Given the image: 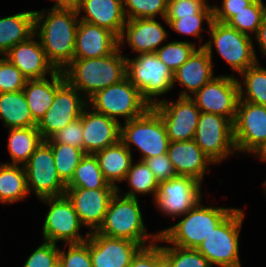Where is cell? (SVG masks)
I'll use <instances>...</instances> for the list:
<instances>
[{
    "label": "cell",
    "mask_w": 266,
    "mask_h": 267,
    "mask_svg": "<svg viewBox=\"0 0 266 267\" xmlns=\"http://www.w3.org/2000/svg\"><path fill=\"white\" fill-rule=\"evenodd\" d=\"M78 13L70 9L43 8L35 11V31L47 60L63 70L73 59Z\"/></svg>",
    "instance_id": "6da1fadb"
},
{
    "label": "cell",
    "mask_w": 266,
    "mask_h": 267,
    "mask_svg": "<svg viewBox=\"0 0 266 267\" xmlns=\"http://www.w3.org/2000/svg\"><path fill=\"white\" fill-rule=\"evenodd\" d=\"M127 57L119 47L100 58L73 59L62 71L65 80L87 100L127 77Z\"/></svg>",
    "instance_id": "7a4b0ae2"
},
{
    "label": "cell",
    "mask_w": 266,
    "mask_h": 267,
    "mask_svg": "<svg viewBox=\"0 0 266 267\" xmlns=\"http://www.w3.org/2000/svg\"><path fill=\"white\" fill-rule=\"evenodd\" d=\"M139 202L138 198L122 196L116 192L96 233L111 238L129 239L142 247L156 243L159 233L148 232Z\"/></svg>",
    "instance_id": "3957f363"
},
{
    "label": "cell",
    "mask_w": 266,
    "mask_h": 267,
    "mask_svg": "<svg viewBox=\"0 0 266 267\" xmlns=\"http://www.w3.org/2000/svg\"><path fill=\"white\" fill-rule=\"evenodd\" d=\"M202 198L192 209L178 217L177 223L158 233L171 245L182 248L197 247L236 207L205 206Z\"/></svg>",
    "instance_id": "277c9868"
},
{
    "label": "cell",
    "mask_w": 266,
    "mask_h": 267,
    "mask_svg": "<svg viewBox=\"0 0 266 267\" xmlns=\"http://www.w3.org/2000/svg\"><path fill=\"white\" fill-rule=\"evenodd\" d=\"M208 34L210 38L204 42L203 48L212 61L215 48V53L230 66L233 71L232 76L260 62L253 37L215 20L212 21Z\"/></svg>",
    "instance_id": "5b68a950"
},
{
    "label": "cell",
    "mask_w": 266,
    "mask_h": 267,
    "mask_svg": "<svg viewBox=\"0 0 266 267\" xmlns=\"http://www.w3.org/2000/svg\"><path fill=\"white\" fill-rule=\"evenodd\" d=\"M120 141L140 155L138 160L167 153L169 138L160 114L150 107L143 115L120 124Z\"/></svg>",
    "instance_id": "8992f818"
},
{
    "label": "cell",
    "mask_w": 266,
    "mask_h": 267,
    "mask_svg": "<svg viewBox=\"0 0 266 267\" xmlns=\"http://www.w3.org/2000/svg\"><path fill=\"white\" fill-rule=\"evenodd\" d=\"M127 57V78L141 92L143 99L151 106L162 102V96L173 89V72L156 53H141ZM161 97V98H160Z\"/></svg>",
    "instance_id": "52a82bcc"
},
{
    "label": "cell",
    "mask_w": 266,
    "mask_h": 267,
    "mask_svg": "<svg viewBox=\"0 0 266 267\" xmlns=\"http://www.w3.org/2000/svg\"><path fill=\"white\" fill-rule=\"evenodd\" d=\"M245 216L236 207L197 247L212 267H242L239 237Z\"/></svg>",
    "instance_id": "ba28073f"
},
{
    "label": "cell",
    "mask_w": 266,
    "mask_h": 267,
    "mask_svg": "<svg viewBox=\"0 0 266 267\" xmlns=\"http://www.w3.org/2000/svg\"><path fill=\"white\" fill-rule=\"evenodd\" d=\"M87 102L94 111L104 114L120 124L122 123L121 118L127 122L143 115L151 107L127 77L97 91Z\"/></svg>",
    "instance_id": "9c48e42d"
},
{
    "label": "cell",
    "mask_w": 266,
    "mask_h": 267,
    "mask_svg": "<svg viewBox=\"0 0 266 267\" xmlns=\"http://www.w3.org/2000/svg\"><path fill=\"white\" fill-rule=\"evenodd\" d=\"M87 105V99L65 80L63 71L57 70L53 104L36 126L42 139H49L57 131L79 119Z\"/></svg>",
    "instance_id": "30bf717a"
},
{
    "label": "cell",
    "mask_w": 266,
    "mask_h": 267,
    "mask_svg": "<svg viewBox=\"0 0 266 267\" xmlns=\"http://www.w3.org/2000/svg\"><path fill=\"white\" fill-rule=\"evenodd\" d=\"M48 206V211L42 226V240L61 243H81L88 239L90 233L85 236L80 233L84 227L77 215L72 202L66 195L60 197H45L39 199Z\"/></svg>",
    "instance_id": "8fae6325"
},
{
    "label": "cell",
    "mask_w": 266,
    "mask_h": 267,
    "mask_svg": "<svg viewBox=\"0 0 266 267\" xmlns=\"http://www.w3.org/2000/svg\"><path fill=\"white\" fill-rule=\"evenodd\" d=\"M194 141L215 165L234 155L238 156L233 139V123L224 116L201 112Z\"/></svg>",
    "instance_id": "7c38bea8"
},
{
    "label": "cell",
    "mask_w": 266,
    "mask_h": 267,
    "mask_svg": "<svg viewBox=\"0 0 266 267\" xmlns=\"http://www.w3.org/2000/svg\"><path fill=\"white\" fill-rule=\"evenodd\" d=\"M28 192L36 198L60 197L66 193V184L58 176L51 146L43 140L24 164Z\"/></svg>",
    "instance_id": "4fadbf2b"
},
{
    "label": "cell",
    "mask_w": 266,
    "mask_h": 267,
    "mask_svg": "<svg viewBox=\"0 0 266 267\" xmlns=\"http://www.w3.org/2000/svg\"><path fill=\"white\" fill-rule=\"evenodd\" d=\"M203 193L202 183L188 176H176L159 182L154 208L176 220L204 198Z\"/></svg>",
    "instance_id": "5bb4252c"
},
{
    "label": "cell",
    "mask_w": 266,
    "mask_h": 267,
    "mask_svg": "<svg viewBox=\"0 0 266 267\" xmlns=\"http://www.w3.org/2000/svg\"><path fill=\"white\" fill-rule=\"evenodd\" d=\"M233 139L237 154L253 156L266 143V106L239 100Z\"/></svg>",
    "instance_id": "9a60e30c"
},
{
    "label": "cell",
    "mask_w": 266,
    "mask_h": 267,
    "mask_svg": "<svg viewBox=\"0 0 266 267\" xmlns=\"http://www.w3.org/2000/svg\"><path fill=\"white\" fill-rule=\"evenodd\" d=\"M190 98L201 112L218 114L234 123L240 100L237 77L217 75Z\"/></svg>",
    "instance_id": "2e32d148"
},
{
    "label": "cell",
    "mask_w": 266,
    "mask_h": 267,
    "mask_svg": "<svg viewBox=\"0 0 266 267\" xmlns=\"http://www.w3.org/2000/svg\"><path fill=\"white\" fill-rule=\"evenodd\" d=\"M153 108L163 119L170 142L194 140L201 111L190 97L165 98Z\"/></svg>",
    "instance_id": "e0dca14e"
},
{
    "label": "cell",
    "mask_w": 266,
    "mask_h": 267,
    "mask_svg": "<svg viewBox=\"0 0 266 267\" xmlns=\"http://www.w3.org/2000/svg\"><path fill=\"white\" fill-rule=\"evenodd\" d=\"M116 192L117 188H67L65 195L72 202L84 228L92 233L101 226L111 198Z\"/></svg>",
    "instance_id": "ac0fdd59"
},
{
    "label": "cell",
    "mask_w": 266,
    "mask_h": 267,
    "mask_svg": "<svg viewBox=\"0 0 266 267\" xmlns=\"http://www.w3.org/2000/svg\"><path fill=\"white\" fill-rule=\"evenodd\" d=\"M156 18L130 19L119 36V48L126 44L135 53H155L168 40V31Z\"/></svg>",
    "instance_id": "d6986e66"
},
{
    "label": "cell",
    "mask_w": 266,
    "mask_h": 267,
    "mask_svg": "<svg viewBox=\"0 0 266 267\" xmlns=\"http://www.w3.org/2000/svg\"><path fill=\"white\" fill-rule=\"evenodd\" d=\"M142 246L132 240L92 232L89 249L93 267H128Z\"/></svg>",
    "instance_id": "ffe728a7"
},
{
    "label": "cell",
    "mask_w": 266,
    "mask_h": 267,
    "mask_svg": "<svg viewBox=\"0 0 266 267\" xmlns=\"http://www.w3.org/2000/svg\"><path fill=\"white\" fill-rule=\"evenodd\" d=\"M28 79H44L57 70L47 60L39 38L34 34L28 40L13 46L5 55Z\"/></svg>",
    "instance_id": "44dd1931"
},
{
    "label": "cell",
    "mask_w": 266,
    "mask_h": 267,
    "mask_svg": "<svg viewBox=\"0 0 266 267\" xmlns=\"http://www.w3.org/2000/svg\"><path fill=\"white\" fill-rule=\"evenodd\" d=\"M83 151L94 154L120 140V123L94 111L88 105L82 111Z\"/></svg>",
    "instance_id": "7402d4cb"
},
{
    "label": "cell",
    "mask_w": 266,
    "mask_h": 267,
    "mask_svg": "<svg viewBox=\"0 0 266 267\" xmlns=\"http://www.w3.org/2000/svg\"><path fill=\"white\" fill-rule=\"evenodd\" d=\"M167 154L178 176H188L203 184L214 162L194 140L169 142Z\"/></svg>",
    "instance_id": "603a6c76"
},
{
    "label": "cell",
    "mask_w": 266,
    "mask_h": 267,
    "mask_svg": "<svg viewBox=\"0 0 266 267\" xmlns=\"http://www.w3.org/2000/svg\"><path fill=\"white\" fill-rule=\"evenodd\" d=\"M211 57L204 48H198L187 61L173 73V88L181 85L178 97H192L215 77Z\"/></svg>",
    "instance_id": "cb8c5ba5"
},
{
    "label": "cell",
    "mask_w": 266,
    "mask_h": 267,
    "mask_svg": "<svg viewBox=\"0 0 266 267\" xmlns=\"http://www.w3.org/2000/svg\"><path fill=\"white\" fill-rule=\"evenodd\" d=\"M119 47L118 37L95 24L79 20L76 31L74 59L100 58Z\"/></svg>",
    "instance_id": "d4e9b609"
},
{
    "label": "cell",
    "mask_w": 266,
    "mask_h": 267,
    "mask_svg": "<svg viewBox=\"0 0 266 267\" xmlns=\"http://www.w3.org/2000/svg\"><path fill=\"white\" fill-rule=\"evenodd\" d=\"M77 13L79 20L105 28L118 38L127 21L123 0H81Z\"/></svg>",
    "instance_id": "484cf974"
},
{
    "label": "cell",
    "mask_w": 266,
    "mask_h": 267,
    "mask_svg": "<svg viewBox=\"0 0 266 267\" xmlns=\"http://www.w3.org/2000/svg\"><path fill=\"white\" fill-rule=\"evenodd\" d=\"M94 155L97 158L104 179L118 188L117 184H122L130 169L134 154L119 140L114 145L97 151Z\"/></svg>",
    "instance_id": "4316f807"
},
{
    "label": "cell",
    "mask_w": 266,
    "mask_h": 267,
    "mask_svg": "<svg viewBox=\"0 0 266 267\" xmlns=\"http://www.w3.org/2000/svg\"><path fill=\"white\" fill-rule=\"evenodd\" d=\"M35 31V10L21 11L0 18V56L28 40Z\"/></svg>",
    "instance_id": "83f0119b"
},
{
    "label": "cell",
    "mask_w": 266,
    "mask_h": 267,
    "mask_svg": "<svg viewBox=\"0 0 266 267\" xmlns=\"http://www.w3.org/2000/svg\"><path fill=\"white\" fill-rule=\"evenodd\" d=\"M0 120L6 130L37 126L23 90L0 93Z\"/></svg>",
    "instance_id": "f1b7e54d"
},
{
    "label": "cell",
    "mask_w": 266,
    "mask_h": 267,
    "mask_svg": "<svg viewBox=\"0 0 266 267\" xmlns=\"http://www.w3.org/2000/svg\"><path fill=\"white\" fill-rule=\"evenodd\" d=\"M23 92L33 120L38 123L53 104L56 72L50 78L27 80Z\"/></svg>",
    "instance_id": "f546056e"
},
{
    "label": "cell",
    "mask_w": 266,
    "mask_h": 267,
    "mask_svg": "<svg viewBox=\"0 0 266 267\" xmlns=\"http://www.w3.org/2000/svg\"><path fill=\"white\" fill-rule=\"evenodd\" d=\"M24 165L0 163V202H23L29 197Z\"/></svg>",
    "instance_id": "4dcf8cb0"
},
{
    "label": "cell",
    "mask_w": 266,
    "mask_h": 267,
    "mask_svg": "<svg viewBox=\"0 0 266 267\" xmlns=\"http://www.w3.org/2000/svg\"><path fill=\"white\" fill-rule=\"evenodd\" d=\"M7 151L11 161L5 164L24 165L43 141L37 127L7 129Z\"/></svg>",
    "instance_id": "1f68e13d"
},
{
    "label": "cell",
    "mask_w": 266,
    "mask_h": 267,
    "mask_svg": "<svg viewBox=\"0 0 266 267\" xmlns=\"http://www.w3.org/2000/svg\"><path fill=\"white\" fill-rule=\"evenodd\" d=\"M133 160L131 163L130 169L128 170L126 177L123 182L127 183L128 191L117 188V192L126 197L138 198L141 195H151L152 200L154 201L158 192L159 182L156 177L153 175V172L149 169L145 161Z\"/></svg>",
    "instance_id": "d6a6232c"
},
{
    "label": "cell",
    "mask_w": 266,
    "mask_h": 267,
    "mask_svg": "<svg viewBox=\"0 0 266 267\" xmlns=\"http://www.w3.org/2000/svg\"><path fill=\"white\" fill-rule=\"evenodd\" d=\"M239 75L236 77L240 100L266 106V68L261 62L250 66Z\"/></svg>",
    "instance_id": "836d02e7"
},
{
    "label": "cell",
    "mask_w": 266,
    "mask_h": 267,
    "mask_svg": "<svg viewBox=\"0 0 266 267\" xmlns=\"http://www.w3.org/2000/svg\"><path fill=\"white\" fill-rule=\"evenodd\" d=\"M66 187L86 189L116 188L104 179L94 154H86L82 158Z\"/></svg>",
    "instance_id": "e575fe53"
},
{
    "label": "cell",
    "mask_w": 266,
    "mask_h": 267,
    "mask_svg": "<svg viewBox=\"0 0 266 267\" xmlns=\"http://www.w3.org/2000/svg\"><path fill=\"white\" fill-rule=\"evenodd\" d=\"M54 155L55 168L58 176L67 184L74 175L75 168L86 153L81 148L63 143H48Z\"/></svg>",
    "instance_id": "d590c367"
},
{
    "label": "cell",
    "mask_w": 266,
    "mask_h": 267,
    "mask_svg": "<svg viewBox=\"0 0 266 267\" xmlns=\"http://www.w3.org/2000/svg\"><path fill=\"white\" fill-rule=\"evenodd\" d=\"M165 25L170 28V31L176 32L186 37H194L193 39L198 42L199 48H203V35L202 32H209V27L213 21V14H193L192 16L182 17L179 19H165L163 18ZM203 23L208 26L203 28ZM200 41V42H199ZM202 42V43H201Z\"/></svg>",
    "instance_id": "8d00e7d4"
},
{
    "label": "cell",
    "mask_w": 266,
    "mask_h": 267,
    "mask_svg": "<svg viewBox=\"0 0 266 267\" xmlns=\"http://www.w3.org/2000/svg\"><path fill=\"white\" fill-rule=\"evenodd\" d=\"M160 243H163V257L171 264V267H212L208 259L197 249L171 245L161 235Z\"/></svg>",
    "instance_id": "74e56055"
},
{
    "label": "cell",
    "mask_w": 266,
    "mask_h": 267,
    "mask_svg": "<svg viewBox=\"0 0 266 267\" xmlns=\"http://www.w3.org/2000/svg\"><path fill=\"white\" fill-rule=\"evenodd\" d=\"M265 13L266 3L263 0H254L249 6L233 16L226 24L252 37L257 34Z\"/></svg>",
    "instance_id": "f35d334b"
},
{
    "label": "cell",
    "mask_w": 266,
    "mask_h": 267,
    "mask_svg": "<svg viewBox=\"0 0 266 267\" xmlns=\"http://www.w3.org/2000/svg\"><path fill=\"white\" fill-rule=\"evenodd\" d=\"M198 48L194 41L173 40L164 43L155 53L174 73Z\"/></svg>",
    "instance_id": "ab89813d"
},
{
    "label": "cell",
    "mask_w": 266,
    "mask_h": 267,
    "mask_svg": "<svg viewBox=\"0 0 266 267\" xmlns=\"http://www.w3.org/2000/svg\"><path fill=\"white\" fill-rule=\"evenodd\" d=\"M168 0H123L127 20L166 17Z\"/></svg>",
    "instance_id": "60d3db41"
},
{
    "label": "cell",
    "mask_w": 266,
    "mask_h": 267,
    "mask_svg": "<svg viewBox=\"0 0 266 267\" xmlns=\"http://www.w3.org/2000/svg\"><path fill=\"white\" fill-rule=\"evenodd\" d=\"M62 247L61 249L59 248V262L62 267H93L89 249V237L84 242L63 244Z\"/></svg>",
    "instance_id": "b9f144b4"
},
{
    "label": "cell",
    "mask_w": 266,
    "mask_h": 267,
    "mask_svg": "<svg viewBox=\"0 0 266 267\" xmlns=\"http://www.w3.org/2000/svg\"><path fill=\"white\" fill-rule=\"evenodd\" d=\"M209 0H168L165 19H179L193 14H213Z\"/></svg>",
    "instance_id": "7bdbcfd3"
},
{
    "label": "cell",
    "mask_w": 266,
    "mask_h": 267,
    "mask_svg": "<svg viewBox=\"0 0 266 267\" xmlns=\"http://www.w3.org/2000/svg\"><path fill=\"white\" fill-rule=\"evenodd\" d=\"M27 80L15 65L0 56V93L23 90Z\"/></svg>",
    "instance_id": "ee69618b"
},
{
    "label": "cell",
    "mask_w": 266,
    "mask_h": 267,
    "mask_svg": "<svg viewBox=\"0 0 266 267\" xmlns=\"http://www.w3.org/2000/svg\"><path fill=\"white\" fill-rule=\"evenodd\" d=\"M42 242L27 257L23 267H52L59 261V246L44 240Z\"/></svg>",
    "instance_id": "f6af8a7d"
},
{
    "label": "cell",
    "mask_w": 266,
    "mask_h": 267,
    "mask_svg": "<svg viewBox=\"0 0 266 267\" xmlns=\"http://www.w3.org/2000/svg\"><path fill=\"white\" fill-rule=\"evenodd\" d=\"M45 141L47 143H63L83 149L82 114L79 119L69 123Z\"/></svg>",
    "instance_id": "bcb514c9"
},
{
    "label": "cell",
    "mask_w": 266,
    "mask_h": 267,
    "mask_svg": "<svg viewBox=\"0 0 266 267\" xmlns=\"http://www.w3.org/2000/svg\"><path fill=\"white\" fill-rule=\"evenodd\" d=\"M254 0H222L212 5L213 20L226 24L233 16L249 6Z\"/></svg>",
    "instance_id": "7dc6e473"
},
{
    "label": "cell",
    "mask_w": 266,
    "mask_h": 267,
    "mask_svg": "<svg viewBox=\"0 0 266 267\" xmlns=\"http://www.w3.org/2000/svg\"><path fill=\"white\" fill-rule=\"evenodd\" d=\"M144 161L158 182L167 181L178 176L167 153L147 158Z\"/></svg>",
    "instance_id": "c3c4849f"
},
{
    "label": "cell",
    "mask_w": 266,
    "mask_h": 267,
    "mask_svg": "<svg viewBox=\"0 0 266 267\" xmlns=\"http://www.w3.org/2000/svg\"><path fill=\"white\" fill-rule=\"evenodd\" d=\"M128 267H157V242L142 247Z\"/></svg>",
    "instance_id": "681fc988"
},
{
    "label": "cell",
    "mask_w": 266,
    "mask_h": 267,
    "mask_svg": "<svg viewBox=\"0 0 266 267\" xmlns=\"http://www.w3.org/2000/svg\"><path fill=\"white\" fill-rule=\"evenodd\" d=\"M253 39H255L256 44H258V51L260 52L261 56H266V13L263 16L258 32Z\"/></svg>",
    "instance_id": "f907efd6"
},
{
    "label": "cell",
    "mask_w": 266,
    "mask_h": 267,
    "mask_svg": "<svg viewBox=\"0 0 266 267\" xmlns=\"http://www.w3.org/2000/svg\"><path fill=\"white\" fill-rule=\"evenodd\" d=\"M53 2L54 4L50 8L70 9L77 11L80 6L81 0H54Z\"/></svg>",
    "instance_id": "816d5d0a"
},
{
    "label": "cell",
    "mask_w": 266,
    "mask_h": 267,
    "mask_svg": "<svg viewBox=\"0 0 266 267\" xmlns=\"http://www.w3.org/2000/svg\"><path fill=\"white\" fill-rule=\"evenodd\" d=\"M157 267H171V264L163 257L162 245L160 244V234L157 240Z\"/></svg>",
    "instance_id": "f5cc1de1"
},
{
    "label": "cell",
    "mask_w": 266,
    "mask_h": 267,
    "mask_svg": "<svg viewBox=\"0 0 266 267\" xmlns=\"http://www.w3.org/2000/svg\"><path fill=\"white\" fill-rule=\"evenodd\" d=\"M252 157L262 162H266V143L260 147V149Z\"/></svg>",
    "instance_id": "db71d44e"
},
{
    "label": "cell",
    "mask_w": 266,
    "mask_h": 267,
    "mask_svg": "<svg viewBox=\"0 0 266 267\" xmlns=\"http://www.w3.org/2000/svg\"><path fill=\"white\" fill-rule=\"evenodd\" d=\"M262 186H263V188H264V193H265V197H266V180L263 181Z\"/></svg>",
    "instance_id": "11a10c76"
},
{
    "label": "cell",
    "mask_w": 266,
    "mask_h": 267,
    "mask_svg": "<svg viewBox=\"0 0 266 267\" xmlns=\"http://www.w3.org/2000/svg\"><path fill=\"white\" fill-rule=\"evenodd\" d=\"M52 267H62L61 263L58 261L57 263H55Z\"/></svg>",
    "instance_id": "9f6ffc18"
}]
</instances>
